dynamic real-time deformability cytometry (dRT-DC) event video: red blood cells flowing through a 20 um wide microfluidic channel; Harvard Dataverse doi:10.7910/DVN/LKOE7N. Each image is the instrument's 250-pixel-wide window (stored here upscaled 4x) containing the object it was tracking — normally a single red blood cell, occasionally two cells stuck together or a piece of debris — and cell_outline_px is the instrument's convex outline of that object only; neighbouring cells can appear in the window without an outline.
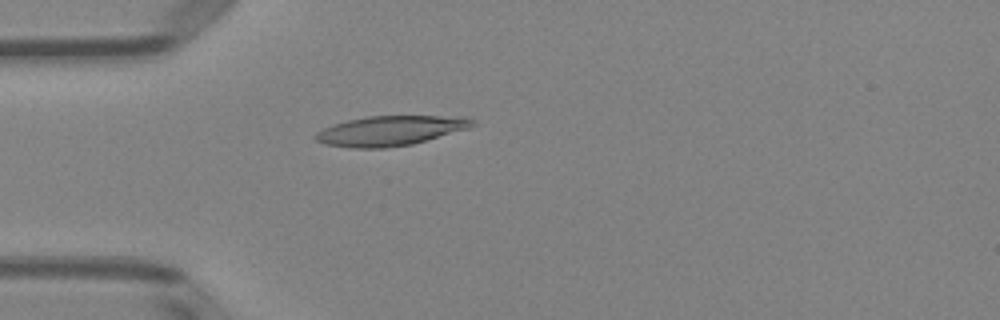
{"species": "Egyptian fruit bat (a non-hibernating species)", "species_latin": "Rousettus aegyptiacus", "temperature_condition": "room temperature", "stored_images_in_passage": 4, "camera_frame_rate_fps": 3000, "um_per_image_px": 0.085, "animal": {"sex": "female"}, "frame": {"image": 1, "passage_image": 4, "time_ms": 4.333, "image_size_px": [1000, 320], "cell_outline_px": [[476, 124], [468, 128], [412, 144], [384, 148], [352, 148], [324, 144], [316, 140], [312, 136], [316, 132], [332, 124], [348, 120], [368, 116], [468, 116], [476, 120]], "centroid_in_image_um": [33.17, 11.1], "position_along_channel_um": 51.8, "area_um2": 27.34}}